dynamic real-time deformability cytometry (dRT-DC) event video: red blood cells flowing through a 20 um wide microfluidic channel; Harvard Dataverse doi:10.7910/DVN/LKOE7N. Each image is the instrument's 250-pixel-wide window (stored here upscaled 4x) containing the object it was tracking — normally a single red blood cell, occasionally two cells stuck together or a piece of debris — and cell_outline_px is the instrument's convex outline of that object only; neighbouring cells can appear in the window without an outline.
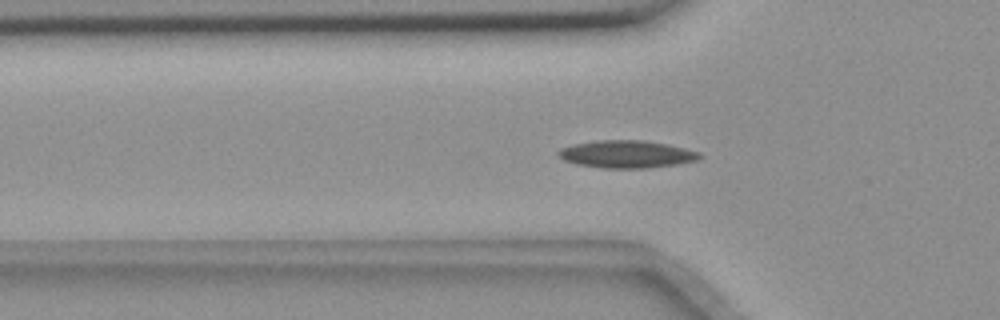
{"species": "common noctule bat (a hibernating species)", "species_latin": "Nyctalus noctula", "temperature_condition": "room temperature", "stored_images_in_passage": 45, "camera_frame_rate_fps": 3000, "um_per_image_px": 0.085, "animal": {"sex": "female", "body_mass_g": 18.4}, "frame": {"image": 1, "passage_image": 6, "time_ms": 1.667, "image_size_px": [1000, 320], "cell_outline_px": [[704, 156], [696, 160], [676, 164], [648, 168], [604, 168], [576, 164], [564, 160], [556, 152], [560, 148], [572, 144], [596, 140], [644, 140], [684, 148], [700, 152]], "centroid_in_image_um": [53.24, 13.1], "position_along_channel_um": 72.6, "area_um2": 22.6}}
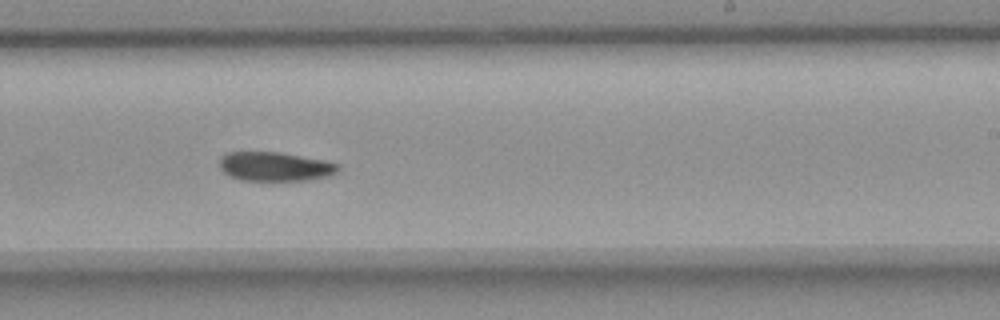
{"frame": {"image": 2, "passage_image": 22, "time_ms": 7.0, "image_size_px": [1000, 320], "cell_outline_px": [[340, 168], [332, 176], [312, 180], [240, 180], [224, 172], [220, 168], [220, 156], [224, 152], [280, 152], [324, 160], [340, 164]], "centroid_in_image_um": [23.41, 14.15], "position_along_channel_um": 265.6, "area_um2": 20.29}}
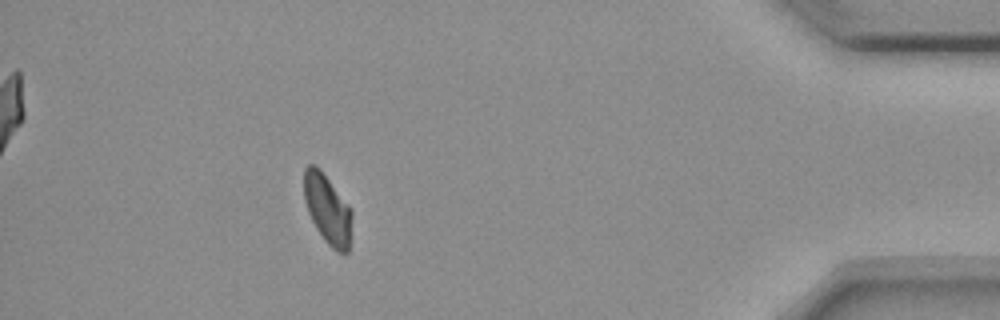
{"frame": {"image": 3, "passage_image": 38, "time_ms": 12.333, "image_size_px": [1000, 320], "cell_outline_px": [[352, 216], [348, 252], [336, 252], [324, 240], [316, 228], [308, 212], [304, 200], [304, 168], [308, 164], [316, 164], [320, 168], [352, 208]], "centroid_in_image_um": [27.83, 17.74], "position_along_channel_um": 407.4, "area_um2": 19.59}}